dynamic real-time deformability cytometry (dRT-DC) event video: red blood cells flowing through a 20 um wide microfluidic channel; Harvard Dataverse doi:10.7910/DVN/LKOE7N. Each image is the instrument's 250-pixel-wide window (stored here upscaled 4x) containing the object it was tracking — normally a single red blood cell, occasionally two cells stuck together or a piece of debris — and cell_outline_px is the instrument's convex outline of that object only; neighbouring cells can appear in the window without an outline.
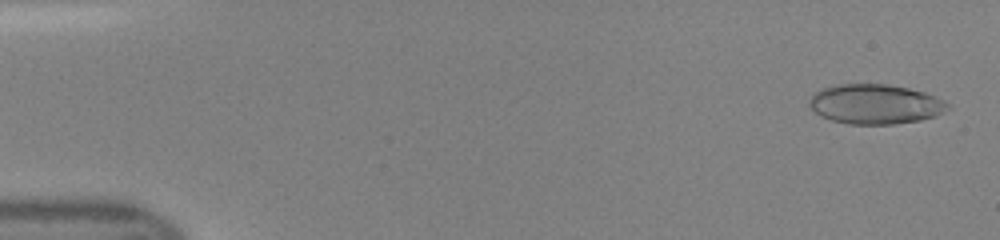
{"species": "human", "species_latin": "Homo sapiens", "temperature_condition": "room temperature", "stored_images_in_passage": 47, "camera_frame_rate_fps": 3000, "um_per_image_px": 0.085, "donor": {"sex": "female"}, "frame": {"image": 1, "passage_image": 2, "time_ms": 0.333, "image_size_px": [1000, 240], "cell_outline_px": [[952, 108], [936, 116], [920, 120], [892, 124], [848, 124], [832, 120], [820, 116], [808, 104], [812, 96], [816, 92], [824, 88], [836, 84], [888, 84], [908, 88], [924, 92], [936, 96], [952, 104]], "centroid_in_image_um": [74.46, 8.85], "position_along_channel_um": 10.5, "area_um2": 32.19}}
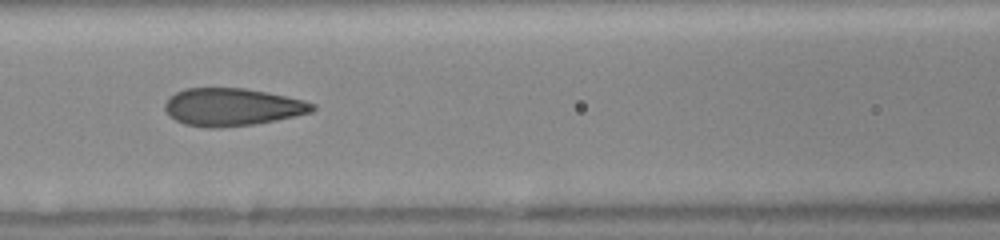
{"frame": {"image": 2, "passage_image": 21, "time_ms": 6.667, "image_size_px": [1000, 240], "cell_outline_px": [[316, 108], [312, 112], [296, 116], [256, 124], [216, 128], [204, 128], [184, 124], [168, 116], [164, 108], [164, 104], [168, 96], [184, 88], [244, 88], [304, 100], [316, 104]], "centroid_in_image_um": [19.7, 9.1], "position_along_channel_um": 146.9, "area_um2": 32.6}}
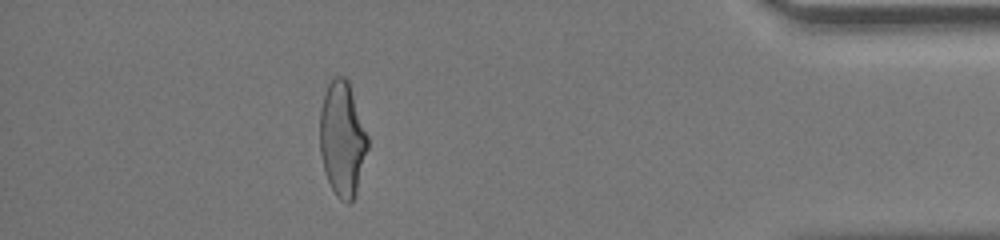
{"frame": {"image": 3, "passage_image": 42, "time_ms": 13.667, "image_size_px": [1000, 240], "cell_outline_px": [[368, 148], [356, 192], [352, 200], [348, 204], [340, 200], [336, 196], [328, 180], [324, 168], [320, 152], [320, 108], [328, 84], [336, 76], [344, 76], [348, 80], [368, 136]], "centroid_in_image_um": [29.1, 11.82], "position_along_channel_um": 406.1, "area_um2": 31.73}}